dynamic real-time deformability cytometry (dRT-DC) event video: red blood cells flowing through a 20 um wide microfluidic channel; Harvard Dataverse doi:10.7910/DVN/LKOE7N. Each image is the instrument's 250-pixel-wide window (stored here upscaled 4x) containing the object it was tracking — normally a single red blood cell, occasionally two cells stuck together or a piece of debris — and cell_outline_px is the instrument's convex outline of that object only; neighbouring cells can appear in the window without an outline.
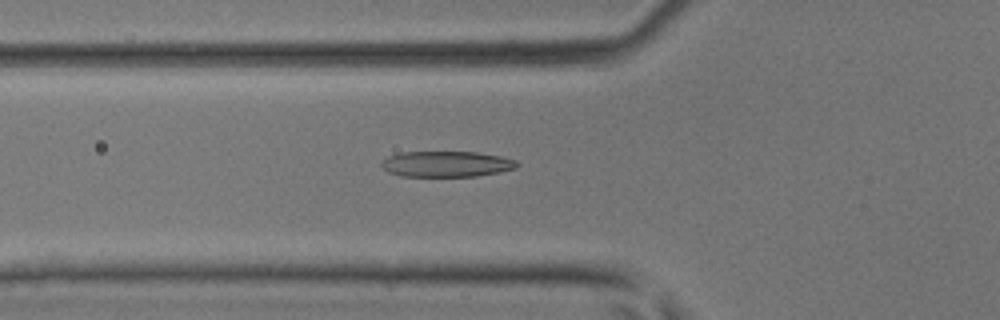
{"species": "common noctule bat (a hibernating species)", "species_latin": "Nyctalus noctula", "temperature_condition": "room temperature", "stored_images_in_passage": 31, "camera_frame_rate_fps": 3000, "um_per_image_px": 0.085, "animal": {"sex": "male", "body_mass_g": 17.9, "forearm_length_mm": 54.2}, "frame": {"image": 1, "passage_image": 3, "time_ms": 0.667, "image_size_px": [1000, 320], "cell_outline_px": [[520, 164], [516, 168], [500, 172], [476, 176], [400, 176], [388, 172], [380, 168], [380, 160], [388, 156], [400, 152], [476, 152], [500, 156], [516, 160]], "centroid_in_image_um": [37.9, 13.94], "position_along_channel_um": 87.9, "area_um2": 20.58}}
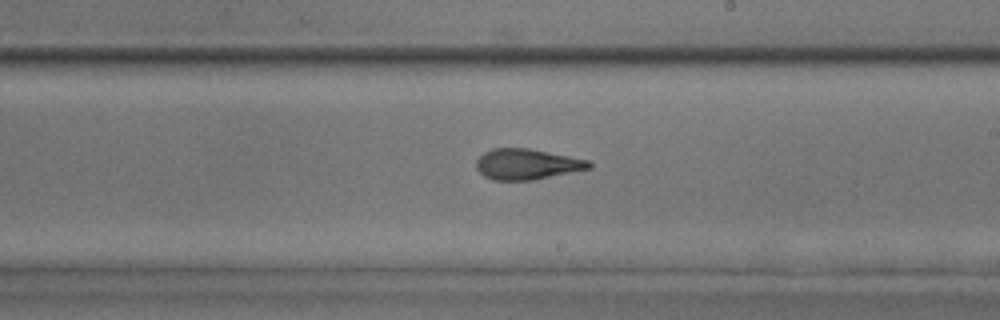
{"frame": {"image": 2, "passage_image": 13, "time_ms": 4.0, "image_size_px": [1000, 320], "cell_outline_px": [[592, 168], [532, 180], [492, 180], [484, 176], [476, 168], [476, 160], [484, 152], [492, 148], [528, 148], [588, 160], [592, 164]], "centroid_in_image_um": [44.76, 13.96], "position_along_channel_um": 244.2, "area_um2": 20.06}}
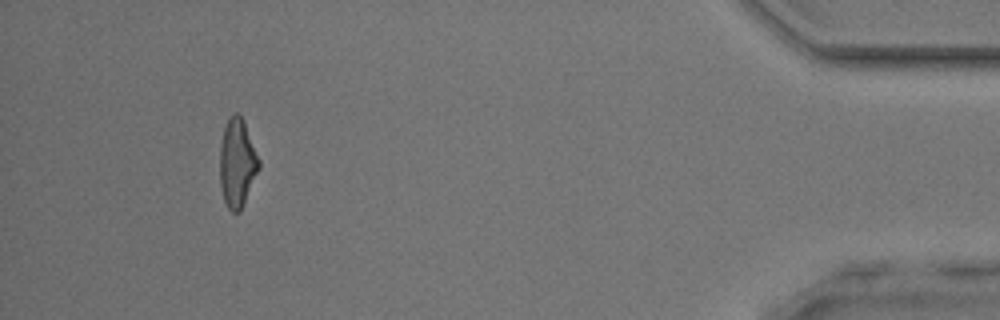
{"frame": {"image": 3, "passage_image": 28, "time_ms": 9.0, "image_size_px": [1000, 320], "cell_outline_px": [[260, 168], [240, 212], [232, 212], [228, 208], [224, 200], [220, 184], [220, 144], [224, 128], [228, 116], [232, 112], [236, 112], [244, 120], [260, 160]], "centroid_in_image_um": [20.17, 13.82], "position_along_channel_um": 415.0, "area_um2": 20.35}}